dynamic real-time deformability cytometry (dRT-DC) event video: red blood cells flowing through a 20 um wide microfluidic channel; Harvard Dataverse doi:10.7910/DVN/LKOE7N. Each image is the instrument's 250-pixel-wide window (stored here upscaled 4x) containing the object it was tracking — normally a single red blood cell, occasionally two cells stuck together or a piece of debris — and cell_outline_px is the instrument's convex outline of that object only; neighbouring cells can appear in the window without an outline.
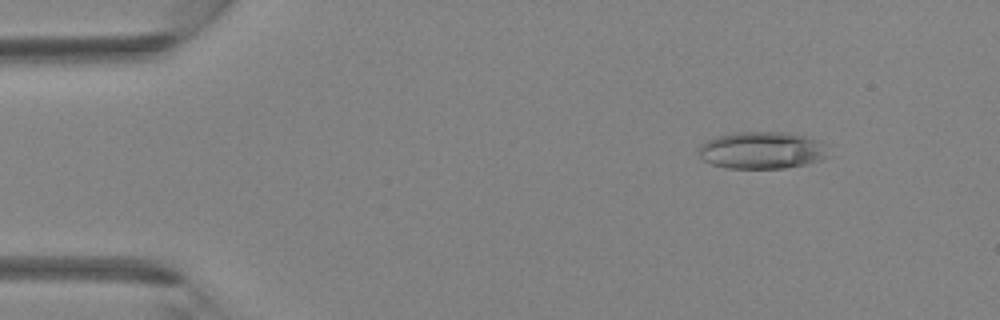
{"species": "Egyptian fruit bat (a non-hibernating species)", "species_latin": "Rousettus aegyptiacus", "temperature_condition": "room temperature", "stored_images_in_passage": 4, "camera_frame_rate_fps": 3000, "um_per_image_px": 0.085, "animal": {"sex": "female"}, "frame": {"image": 1, "passage_image": 2, "time_ms": 0.333, "image_size_px": [1000, 320], "cell_outline_px": [[828, 156], [824, 160], [784, 168], [728, 168], [712, 164], [704, 160], [700, 156], [700, 148], [708, 140], [716, 136], [732, 132], [788, 132], [804, 136], [816, 140], [820, 144]], "centroid_in_image_um": [64.74, 12.77], "position_along_channel_um": 20.3, "area_um2": 27.63}}
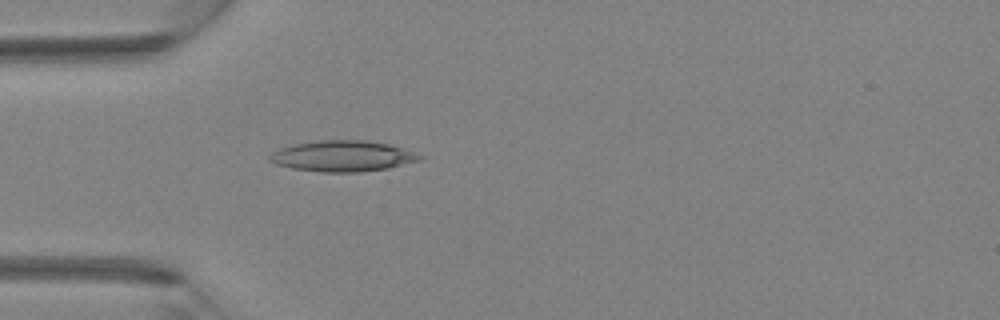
{"frame": {"image": 2, "passage_image": 4, "time_ms": 1.0, "image_size_px": [1000, 320], "cell_outline_px": [[424, 160], [388, 168], [360, 172], [324, 172], [292, 168], [276, 164], [268, 160], [268, 156], [272, 152], [280, 148], [296, 144], [324, 140], [368, 140], [388, 144], [404, 148], [424, 156]], "centroid_in_image_um": [29.18, 13.27], "position_along_channel_um": 55.8, "area_um2": 27.05}}